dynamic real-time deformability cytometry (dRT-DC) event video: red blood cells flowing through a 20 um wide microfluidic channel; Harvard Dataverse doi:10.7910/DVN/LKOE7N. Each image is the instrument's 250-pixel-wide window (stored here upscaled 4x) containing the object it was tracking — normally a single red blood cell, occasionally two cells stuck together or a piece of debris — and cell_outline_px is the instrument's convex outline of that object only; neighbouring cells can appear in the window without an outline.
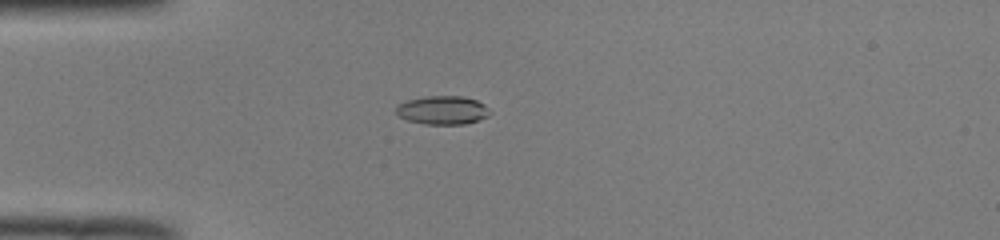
{"species": "common noctule bat (a hibernating species)", "species_latin": "Nyctalus noctula", "temperature_condition": "room temperature", "stored_images_in_passage": 38, "camera_frame_rate_fps": 3000, "um_per_image_px": 0.085, "animal": {"sex": "male", "body_mass_g": 19.0, "forearm_length_mm": 50.8}, "frame": {"image": 1, "passage_image": 1, "time_ms": 0.0, "image_size_px": [1000, 240], "cell_outline_px": [[492, 112], [488, 116], [464, 124], [424, 124], [408, 120], [400, 116], [396, 112], [396, 104], [408, 100], [424, 96], [464, 96], [476, 100], [484, 104]], "centroid_in_image_um": [37.62, 9.35], "position_along_channel_um": 47.4, "area_um2": 15.61}}
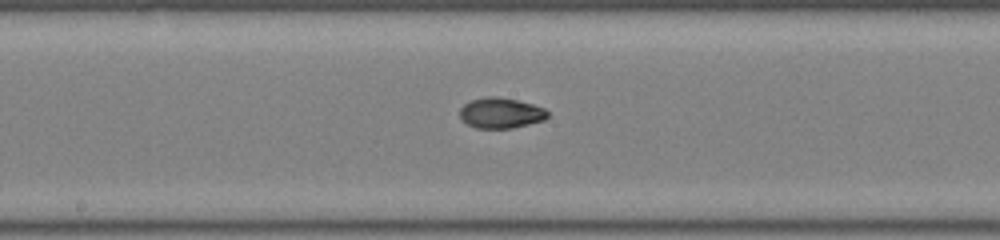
{"frame": {"image": 2, "passage_image": 14, "time_ms": 4.333, "image_size_px": [1000, 240], "cell_outline_px": [[548, 116], [544, 120], [512, 128], [476, 128], [460, 120], [460, 108], [464, 104], [472, 100], [488, 96], [496, 96], [516, 100], [532, 104], [544, 108], [548, 112]], "centroid_in_image_um": [42.55, 9.61], "position_along_channel_um": 205.7, "area_um2": 15.55}}
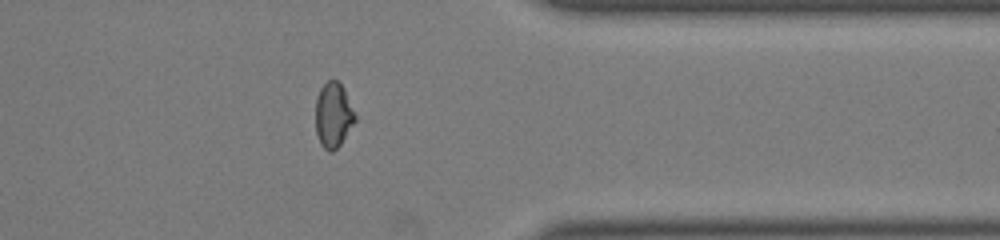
{"frame": {"image": 3, "passage_image": 28, "time_ms": 9.0, "image_size_px": [1000, 240], "cell_outline_px": [[356, 120], [340, 144], [332, 152], [328, 152], [320, 144], [316, 132], [316, 96], [320, 88], [328, 80], [336, 80], [344, 88], [356, 116]], "centroid_in_image_um": [28.32, 9.78], "position_along_channel_um": 383.1, "area_um2": 14.91}, "authors_computed_cell_mechanics": {"area_um2": 15.4904, "velocity_mm_per_s": 4.003, "shape_relaxation_time_tau1_ms": 6.0215, "shape_relaxation_time_tau2_ms": 1.9325, "deformation_change_tau1": 0.225, "deformation_change_tau2": 0.0564}}